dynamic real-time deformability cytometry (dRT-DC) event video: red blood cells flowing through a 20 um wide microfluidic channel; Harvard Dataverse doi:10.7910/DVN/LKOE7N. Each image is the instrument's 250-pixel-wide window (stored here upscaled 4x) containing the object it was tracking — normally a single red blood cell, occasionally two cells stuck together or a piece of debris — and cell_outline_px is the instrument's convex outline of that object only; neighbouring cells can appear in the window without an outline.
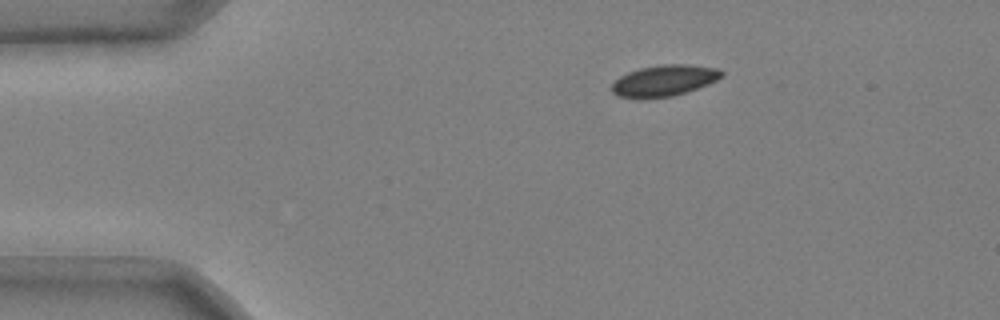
{"species": "common noctule bat (a hibernating species)", "species_latin": "Nyctalus noctula", "temperature_condition": "cold", "stored_images_in_passage": 39, "camera_frame_rate_fps": 3000, "um_per_image_px": 0.085, "animal": {"sex": "male", "body_mass_g": 20.4}, "frame": {"image": 1, "passage_image": 1, "time_ms": 0.0, "image_size_px": [1000, 320], "cell_outline_px": [[724, 76], [708, 84], [672, 96], [620, 96], [612, 92], [612, 84], [620, 76], [628, 72], [640, 68], [660, 64], [684, 64], [716, 68], [724, 72]], "centroid_in_image_um": [56.49, 6.8], "position_along_channel_um": 28.5, "area_um2": 19.25}}
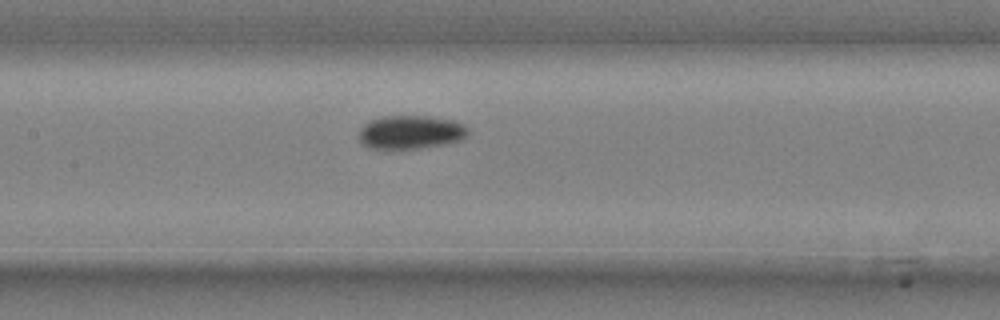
{"frame": {"image": 2, "passage_image": 17, "time_ms": 5.333, "image_size_px": [1000, 320], "cell_outline_px": [[468, 136], [464, 140], [420, 148], [368, 148], [360, 144], [360, 128], [368, 120], [380, 116], [432, 116], [452, 120], [464, 124], [468, 128]], "centroid_in_image_um": [34.91, 11.22], "position_along_channel_um": 172.5, "area_um2": 21.56}}
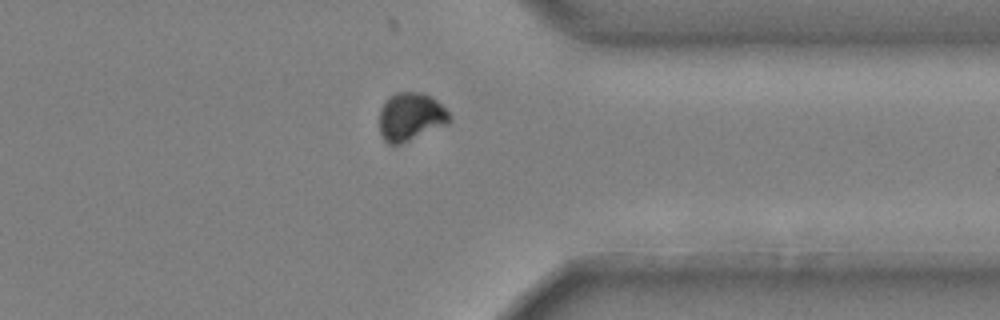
{"frame": {"image": 3, "passage_image": 34, "time_ms": 11.0, "image_size_px": [1000, 320], "cell_outline_px": [[452, 120], [448, 124], [400, 144], [388, 144], [384, 140], [380, 132], [380, 108], [388, 96], [396, 92], [424, 92], [432, 96], [452, 116]], "centroid_in_image_um": [34.91, 9.9], "position_along_channel_um": 376.5, "area_um2": 19.83}}